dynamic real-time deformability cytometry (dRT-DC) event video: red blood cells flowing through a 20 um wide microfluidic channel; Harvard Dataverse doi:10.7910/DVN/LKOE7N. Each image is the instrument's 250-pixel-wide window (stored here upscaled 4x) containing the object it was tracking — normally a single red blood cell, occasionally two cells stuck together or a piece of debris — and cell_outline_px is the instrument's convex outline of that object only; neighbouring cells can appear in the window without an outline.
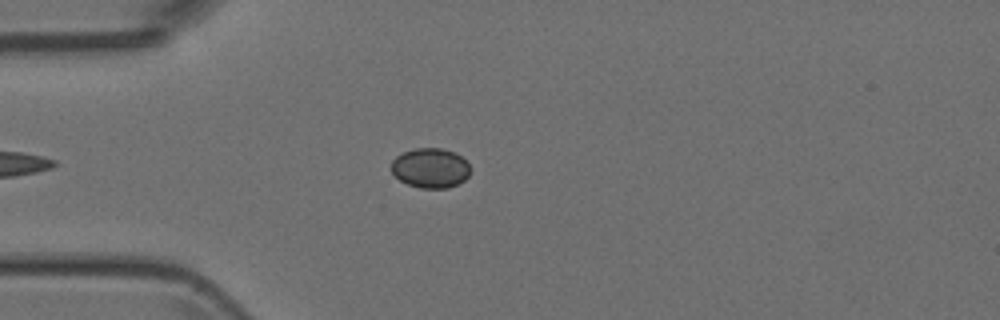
{"species": "Egyptian fruit bat (a non-hibernating species)", "species_latin": "Rousettus aegyptiacus", "temperature_condition": "room temperature", "stored_images_in_passage": 45, "camera_frame_rate_fps": 3000, "um_per_image_px": 0.085, "animal": {"sex": "female"}, "frame": {"image": 1, "passage_image": 8, "time_ms": 2.333, "image_size_px": [1000, 320], "cell_outline_px": [[468, 176], [464, 180], [448, 188], [420, 188], [408, 184], [400, 180], [392, 172], [392, 160], [396, 156], [412, 148], [440, 148], [456, 152], [468, 164]], "centroid_in_image_um": [36.56, 14.27], "position_along_channel_um": 48.4, "area_um2": 18.15}}
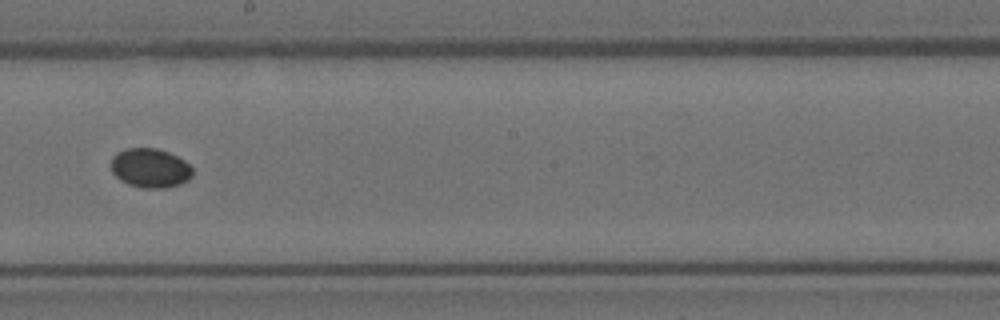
{"frame": {"image": 2, "passage_image": 23, "time_ms": 7.333, "image_size_px": [1000, 320], "cell_outline_px": [[192, 176], [188, 180], [180, 184], [164, 188], [140, 188], [128, 184], [120, 180], [112, 172], [112, 156], [116, 152], [124, 148], [156, 148], [168, 152], [184, 160], [192, 168]], "centroid_in_image_um": [12.75, 14.28], "position_along_channel_um": 235.5, "area_um2": 18.73}}
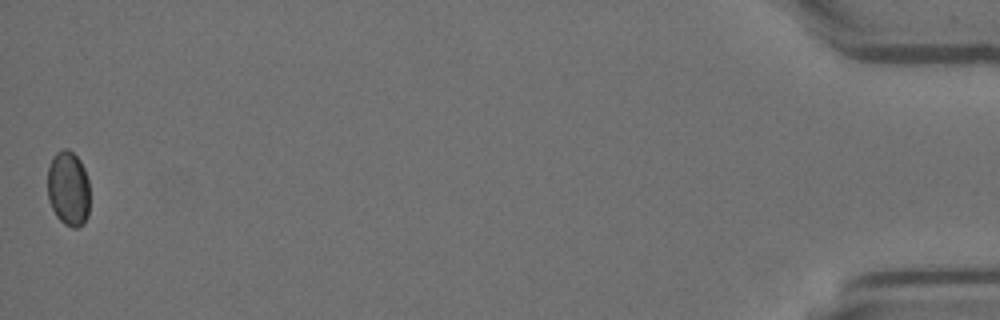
{"frame": {"image": 3, "passage_image": 45, "time_ms": 14.667, "image_size_px": [1000, 320], "cell_outline_px": [[88, 216], [84, 224], [76, 228], [72, 228], [64, 224], [56, 216], [48, 200], [48, 168], [52, 156], [56, 152], [64, 148], [68, 148], [80, 160], [84, 168], [88, 180]], "centroid_in_image_um": [5.8, 16.03], "position_along_channel_um": 429.4, "area_um2": 18.61}}